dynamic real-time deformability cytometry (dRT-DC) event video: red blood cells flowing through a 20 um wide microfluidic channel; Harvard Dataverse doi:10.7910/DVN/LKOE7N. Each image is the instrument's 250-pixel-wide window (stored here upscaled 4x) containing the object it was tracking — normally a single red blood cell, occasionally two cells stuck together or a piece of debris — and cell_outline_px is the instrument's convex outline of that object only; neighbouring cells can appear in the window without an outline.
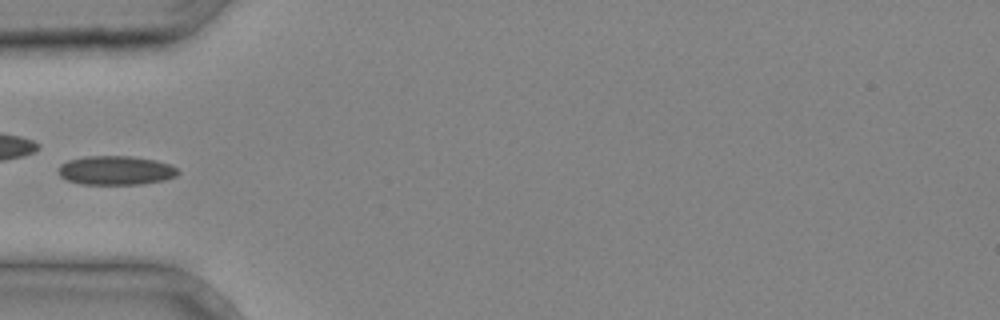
{"species": "common noctule bat (a hibernating species)", "species_latin": "Nyctalus noctula", "temperature_condition": "cold", "stored_images_in_passage": 4, "camera_frame_rate_fps": 3000, "um_per_image_px": 0.085, "animal": {"sex": "male", "body_mass_g": 20.4}, "frame": {"image": 1, "passage_image": 4, "time_ms": 1.0, "image_size_px": [1000, 320], "cell_outline_px": [[180, 172], [176, 176], [164, 180], [140, 184], [80, 184], [68, 180], [60, 176], [60, 164], [68, 160], [84, 156], [132, 156], [156, 160], [168, 164], [176, 168]], "centroid_in_image_um": [9.85, 14.48], "position_along_channel_um": 75.1, "area_um2": 20.17}}